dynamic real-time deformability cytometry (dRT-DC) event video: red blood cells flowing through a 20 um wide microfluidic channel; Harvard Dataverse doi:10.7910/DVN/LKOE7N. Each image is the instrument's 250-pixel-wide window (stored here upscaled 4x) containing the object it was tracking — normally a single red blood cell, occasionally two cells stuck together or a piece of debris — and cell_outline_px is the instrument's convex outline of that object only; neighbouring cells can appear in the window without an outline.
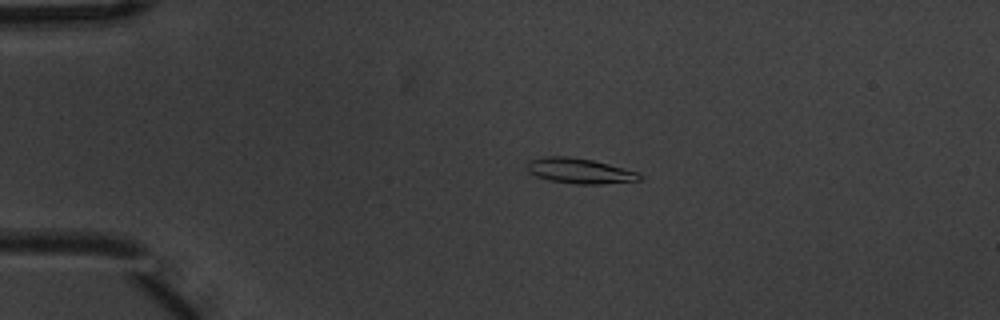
{"species": "common noctule bat (a hibernating species)", "species_latin": "Nyctalus noctula", "temperature_condition": "warm", "stored_images_in_passage": 6, "camera_frame_rate_fps": 3000, "um_per_image_px": 0.085, "animal": {"sex": "male", "body_mass_g": 20.1, "forearm_length_mm": 53.5}, "frame": {"image": 1, "passage_image": 4, "time_ms": 1.0, "image_size_px": [1000, 320], "cell_outline_px": [[644, 176], [640, 180], [600, 184], [576, 184], [552, 180], [536, 176], [528, 172], [528, 160], [544, 156], [568, 156], [592, 160], [640, 172]], "centroid_in_image_um": [49.3, 14.52], "position_along_channel_um": 35.7, "area_um2": 16.53}}